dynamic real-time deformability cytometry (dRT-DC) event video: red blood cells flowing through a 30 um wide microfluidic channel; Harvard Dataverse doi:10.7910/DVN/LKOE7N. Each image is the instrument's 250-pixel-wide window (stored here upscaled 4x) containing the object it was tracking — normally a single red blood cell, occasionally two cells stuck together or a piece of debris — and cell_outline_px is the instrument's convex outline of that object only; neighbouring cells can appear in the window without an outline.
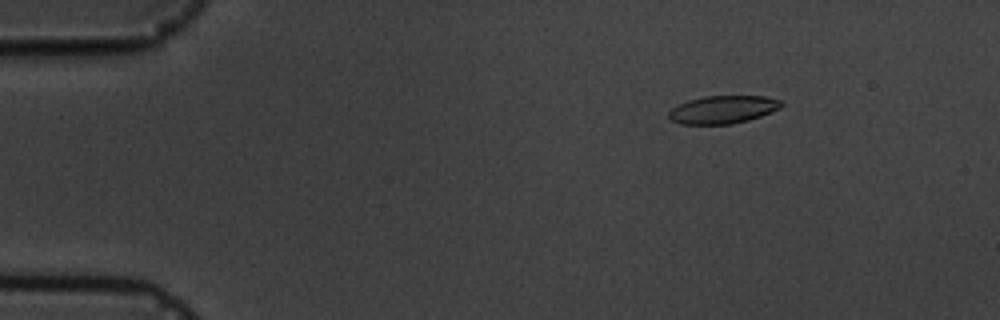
{"species": "common noctule bat (a hibernating species)", "species_latin": "Nyctalus noctula", "temperature_condition": "cold", "stored_images_in_passage": 12, "camera_frame_rate_fps": 3000, "um_per_image_px": 0.085, "animal": {"sex": "male", "body_mass_g": 19.5, "forearm_length_mm": 54.6}, "frame": {"image": 1, "passage_image": 3, "time_ms": 2.333, "image_size_px": [1000, 320], "cell_outline_px": [[784, 104], [780, 108], [760, 116], [748, 120], [732, 124], [680, 124], [672, 120], [668, 116], [668, 112], [672, 108], [688, 100], [704, 96], [764, 96], [780, 100]], "centroid_in_image_um": [61.44, 9.31], "position_along_channel_um": 23.6, "area_um2": 18.21}}
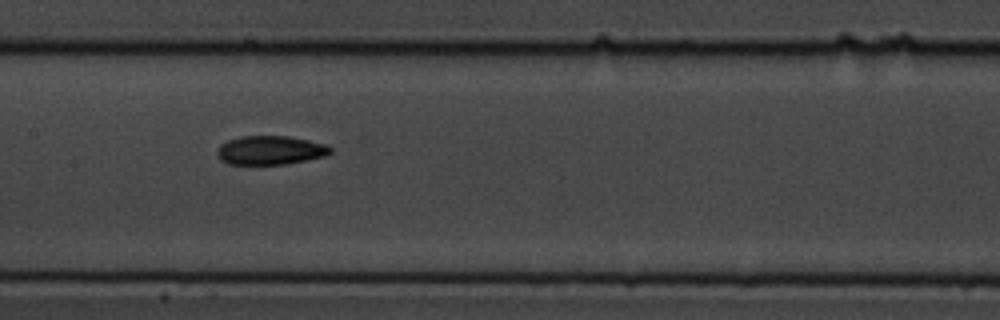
{"frame": {"image": 2, "passage_image": 9, "time_ms": 9.0, "image_size_px": [1000, 320], "cell_outline_px": [[332, 152], [324, 156], [284, 164], [228, 164], [220, 160], [216, 152], [220, 144], [228, 140], [240, 136], [288, 136], [308, 140], [324, 144], [332, 148]], "centroid_in_image_um": [22.93, 12.76], "position_along_channel_um": 184.5, "area_um2": 18.96}}
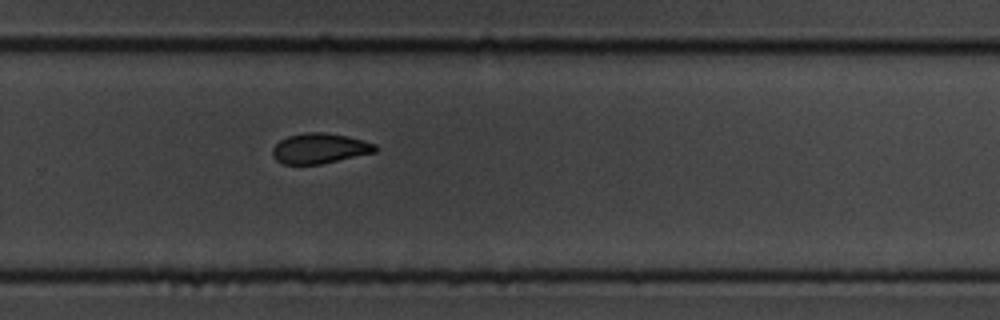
{"frame": {"image": 3, "passage_image": 12, "time_ms": 12.333, "image_size_px": [1000, 320], "cell_outline_px": [[380, 148], [376, 152], [320, 164], [284, 164], [276, 160], [272, 156], [272, 148], [280, 140], [288, 136], [304, 132], [324, 132], [348, 136], [376, 144]], "centroid_in_image_um": [27.18, 12.61], "position_along_channel_um": 302.6, "area_um2": 18.21}}